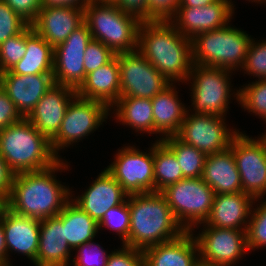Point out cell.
Here are the masks:
<instances>
[{
  "label": "cell",
  "instance_id": "cell-30",
  "mask_svg": "<svg viewBox=\"0 0 266 266\" xmlns=\"http://www.w3.org/2000/svg\"><path fill=\"white\" fill-rule=\"evenodd\" d=\"M64 233L68 245L75 251L80 245L95 240L99 233L98 222L70 199L64 206Z\"/></svg>",
  "mask_w": 266,
  "mask_h": 266
},
{
  "label": "cell",
  "instance_id": "cell-11",
  "mask_svg": "<svg viewBox=\"0 0 266 266\" xmlns=\"http://www.w3.org/2000/svg\"><path fill=\"white\" fill-rule=\"evenodd\" d=\"M225 121V116L192 114L187 111L175 136L206 156L215 154L228 149L234 136L240 131L236 128H227Z\"/></svg>",
  "mask_w": 266,
  "mask_h": 266
},
{
  "label": "cell",
  "instance_id": "cell-3",
  "mask_svg": "<svg viewBox=\"0 0 266 266\" xmlns=\"http://www.w3.org/2000/svg\"><path fill=\"white\" fill-rule=\"evenodd\" d=\"M127 201L130 229L125 246L144 251L156 244L175 240L186 232L161 192L131 194Z\"/></svg>",
  "mask_w": 266,
  "mask_h": 266
},
{
  "label": "cell",
  "instance_id": "cell-25",
  "mask_svg": "<svg viewBox=\"0 0 266 266\" xmlns=\"http://www.w3.org/2000/svg\"><path fill=\"white\" fill-rule=\"evenodd\" d=\"M201 178L215 195L242 192L240 173L230 147L206 156Z\"/></svg>",
  "mask_w": 266,
  "mask_h": 266
},
{
  "label": "cell",
  "instance_id": "cell-23",
  "mask_svg": "<svg viewBox=\"0 0 266 266\" xmlns=\"http://www.w3.org/2000/svg\"><path fill=\"white\" fill-rule=\"evenodd\" d=\"M256 202L258 199L243 192L215 195L204 224L216 228L246 229Z\"/></svg>",
  "mask_w": 266,
  "mask_h": 266
},
{
  "label": "cell",
  "instance_id": "cell-37",
  "mask_svg": "<svg viewBox=\"0 0 266 266\" xmlns=\"http://www.w3.org/2000/svg\"><path fill=\"white\" fill-rule=\"evenodd\" d=\"M261 41L255 42L252 39L248 47L245 63L241 68L244 74L257 77L258 80L266 79V39Z\"/></svg>",
  "mask_w": 266,
  "mask_h": 266
},
{
  "label": "cell",
  "instance_id": "cell-41",
  "mask_svg": "<svg viewBox=\"0 0 266 266\" xmlns=\"http://www.w3.org/2000/svg\"><path fill=\"white\" fill-rule=\"evenodd\" d=\"M121 247L110 252L106 266H144L143 251L125 245Z\"/></svg>",
  "mask_w": 266,
  "mask_h": 266
},
{
  "label": "cell",
  "instance_id": "cell-43",
  "mask_svg": "<svg viewBox=\"0 0 266 266\" xmlns=\"http://www.w3.org/2000/svg\"><path fill=\"white\" fill-rule=\"evenodd\" d=\"M23 118L15 104L0 86V130L21 121Z\"/></svg>",
  "mask_w": 266,
  "mask_h": 266
},
{
  "label": "cell",
  "instance_id": "cell-48",
  "mask_svg": "<svg viewBox=\"0 0 266 266\" xmlns=\"http://www.w3.org/2000/svg\"><path fill=\"white\" fill-rule=\"evenodd\" d=\"M0 260L6 266H8V252L6 247L5 234L1 222H0Z\"/></svg>",
  "mask_w": 266,
  "mask_h": 266
},
{
  "label": "cell",
  "instance_id": "cell-52",
  "mask_svg": "<svg viewBox=\"0 0 266 266\" xmlns=\"http://www.w3.org/2000/svg\"><path fill=\"white\" fill-rule=\"evenodd\" d=\"M231 6H232V8L235 10L236 8H234V4H233V2H232V0H226ZM246 1H248V0H246ZM255 2V3H258L259 2V0H249V2Z\"/></svg>",
  "mask_w": 266,
  "mask_h": 266
},
{
  "label": "cell",
  "instance_id": "cell-31",
  "mask_svg": "<svg viewBox=\"0 0 266 266\" xmlns=\"http://www.w3.org/2000/svg\"><path fill=\"white\" fill-rule=\"evenodd\" d=\"M154 192H161L167 186L184 179L175 154L162 142L153 143Z\"/></svg>",
  "mask_w": 266,
  "mask_h": 266
},
{
  "label": "cell",
  "instance_id": "cell-44",
  "mask_svg": "<svg viewBox=\"0 0 266 266\" xmlns=\"http://www.w3.org/2000/svg\"><path fill=\"white\" fill-rule=\"evenodd\" d=\"M15 13L31 24L42 8L41 0H3Z\"/></svg>",
  "mask_w": 266,
  "mask_h": 266
},
{
  "label": "cell",
  "instance_id": "cell-51",
  "mask_svg": "<svg viewBox=\"0 0 266 266\" xmlns=\"http://www.w3.org/2000/svg\"><path fill=\"white\" fill-rule=\"evenodd\" d=\"M95 3H113L115 0H90Z\"/></svg>",
  "mask_w": 266,
  "mask_h": 266
},
{
  "label": "cell",
  "instance_id": "cell-8",
  "mask_svg": "<svg viewBox=\"0 0 266 266\" xmlns=\"http://www.w3.org/2000/svg\"><path fill=\"white\" fill-rule=\"evenodd\" d=\"M177 222L195 232L208 218L215 196L202 178H184L161 191Z\"/></svg>",
  "mask_w": 266,
  "mask_h": 266
},
{
  "label": "cell",
  "instance_id": "cell-5",
  "mask_svg": "<svg viewBox=\"0 0 266 266\" xmlns=\"http://www.w3.org/2000/svg\"><path fill=\"white\" fill-rule=\"evenodd\" d=\"M252 39L246 31L232 27L230 23L200 33L191 39L193 64L238 71L245 63Z\"/></svg>",
  "mask_w": 266,
  "mask_h": 266
},
{
  "label": "cell",
  "instance_id": "cell-32",
  "mask_svg": "<svg viewBox=\"0 0 266 266\" xmlns=\"http://www.w3.org/2000/svg\"><path fill=\"white\" fill-rule=\"evenodd\" d=\"M174 154L184 178H201L206 155L194 146L188 145L176 136L161 140Z\"/></svg>",
  "mask_w": 266,
  "mask_h": 266
},
{
  "label": "cell",
  "instance_id": "cell-14",
  "mask_svg": "<svg viewBox=\"0 0 266 266\" xmlns=\"http://www.w3.org/2000/svg\"><path fill=\"white\" fill-rule=\"evenodd\" d=\"M115 55L119 63L120 97L152 99L171 84L138 50Z\"/></svg>",
  "mask_w": 266,
  "mask_h": 266
},
{
  "label": "cell",
  "instance_id": "cell-40",
  "mask_svg": "<svg viewBox=\"0 0 266 266\" xmlns=\"http://www.w3.org/2000/svg\"><path fill=\"white\" fill-rule=\"evenodd\" d=\"M115 53L100 41L93 40L87 45L84 53L85 75L108 63Z\"/></svg>",
  "mask_w": 266,
  "mask_h": 266
},
{
  "label": "cell",
  "instance_id": "cell-2",
  "mask_svg": "<svg viewBox=\"0 0 266 266\" xmlns=\"http://www.w3.org/2000/svg\"><path fill=\"white\" fill-rule=\"evenodd\" d=\"M137 50L170 83H186L193 66L191 39L169 20L141 22Z\"/></svg>",
  "mask_w": 266,
  "mask_h": 266
},
{
  "label": "cell",
  "instance_id": "cell-17",
  "mask_svg": "<svg viewBox=\"0 0 266 266\" xmlns=\"http://www.w3.org/2000/svg\"><path fill=\"white\" fill-rule=\"evenodd\" d=\"M76 95V90L54 84L26 118L51 141L59 132L67 107Z\"/></svg>",
  "mask_w": 266,
  "mask_h": 266
},
{
  "label": "cell",
  "instance_id": "cell-9",
  "mask_svg": "<svg viewBox=\"0 0 266 266\" xmlns=\"http://www.w3.org/2000/svg\"><path fill=\"white\" fill-rule=\"evenodd\" d=\"M111 111L103 102L76 95L67 107L59 132L51 140L55 155L62 159L58 155L61 149L73 146L94 133L103 122H106L108 116L111 117Z\"/></svg>",
  "mask_w": 266,
  "mask_h": 266
},
{
  "label": "cell",
  "instance_id": "cell-7",
  "mask_svg": "<svg viewBox=\"0 0 266 266\" xmlns=\"http://www.w3.org/2000/svg\"><path fill=\"white\" fill-rule=\"evenodd\" d=\"M232 73V71L221 68L193 64L186 83L190 81L191 84V106L195 112L193 113L190 107L187 111H191L192 114H213L226 117L231 97H236L238 102V90L234 92L230 82Z\"/></svg>",
  "mask_w": 266,
  "mask_h": 266
},
{
  "label": "cell",
  "instance_id": "cell-15",
  "mask_svg": "<svg viewBox=\"0 0 266 266\" xmlns=\"http://www.w3.org/2000/svg\"><path fill=\"white\" fill-rule=\"evenodd\" d=\"M92 41L88 25L84 22L61 44L54 48L53 79L55 84L77 90L86 75L84 53Z\"/></svg>",
  "mask_w": 266,
  "mask_h": 266
},
{
  "label": "cell",
  "instance_id": "cell-36",
  "mask_svg": "<svg viewBox=\"0 0 266 266\" xmlns=\"http://www.w3.org/2000/svg\"><path fill=\"white\" fill-rule=\"evenodd\" d=\"M26 28L0 45V73L9 71L26 53Z\"/></svg>",
  "mask_w": 266,
  "mask_h": 266
},
{
  "label": "cell",
  "instance_id": "cell-1",
  "mask_svg": "<svg viewBox=\"0 0 266 266\" xmlns=\"http://www.w3.org/2000/svg\"><path fill=\"white\" fill-rule=\"evenodd\" d=\"M66 162L60 159L47 169L14 175L7 208L40 221L57 216L71 199L72 189L62 185L55 174L68 170Z\"/></svg>",
  "mask_w": 266,
  "mask_h": 266
},
{
  "label": "cell",
  "instance_id": "cell-33",
  "mask_svg": "<svg viewBox=\"0 0 266 266\" xmlns=\"http://www.w3.org/2000/svg\"><path fill=\"white\" fill-rule=\"evenodd\" d=\"M244 86L238 89V104L244 111L263 118L266 123V79H255V82Z\"/></svg>",
  "mask_w": 266,
  "mask_h": 266
},
{
  "label": "cell",
  "instance_id": "cell-45",
  "mask_svg": "<svg viewBox=\"0 0 266 266\" xmlns=\"http://www.w3.org/2000/svg\"><path fill=\"white\" fill-rule=\"evenodd\" d=\"M113 4L142 22L148 21V0H115Z\"/></svg>",
  "mask_w": 266,
  "mask_h": 266
},
{
  "label": "cell",
  "instance_id": "cell-42",
  "mask_svg": "<svg viewBox=\"0 0 266 266\" xmlns=\"http://www.w3.org/2000/svg\"><path fill=\"white\" fill-rule=\"evenodd\" d=\"M179 5L180 0H148V20H169Z\"/></svg>",
  "mask_w": 266,
  "mask_h": 266
},
{
  "label": "cell",
  "instance_id": "cell-53",
  "mask_svg": "<svg viewBox=\"0 0 266 266\" xmlns=\"http://www.w3.org/2000/svg\"><path fill=\"white\" fill-rule=\"evenodd\" d=\"M259 4H265L266 3V0H259V2H258Z\"/></svg>",
  "mask_w": 266,
  "mask_h": 266
},
{
  "label": "cell",
  "instance_id": "cell-29",
  "mask_svg": "<svg viewBox=\"0 0 266 266\" xmlns=\"http://www.w3.org/2000/svg\"><path fill=\"white\" fill-rule=\"evenodd\" d=\"M114 108V109H113ZM116 122L130 126L138 133L154 134V118L151 99L131 96L120 97L111 107ZM115 111V112H114Z\"/></svg>",
  "mask_w": 266,
  "mask_h": 266
},
{
  "label": "cell",
  "instance_id": "cell-49",
  "mask_svg": "<svg viewBox=\"0 0 266 266\" xmlns=\"http://www.w3.org/2000/svg\"><path fill=\"white\" fill-rule=\"evenodd\" d=\"M216 0H180L179 7H202L209 5Z\"/></svg>",
  "mask_w": 266,
  "mask_h": 266
},
{
  "label": "cell",
  "instance_id": "cell-55",
  "mask_svg": "<svg viewBox=\"0 0 266 266\" xmlns=\"http://www.w3.org/2000/svg\"><path fill=\"white\" fill-rule=\"evenodd\" d=\"M0 266H6V265L0 260Z\"/></svg>",
  "mask_w": 266,
  "mask_h": 266
},
{
  "label": "cell",
  "instance_id": "cell-19",
  "mask_svg": "<svg viewBox=\"0 0 266 266\" xmlns=\"http://www.w3.org/2000/svg\"><path fill=\"white\" fill-rule=\"evenodd\" d=\"M54 84L53 74L17 75L10 71L0 73V86L24 118Z\"/></svg>",
  "mask_w": 266,
  "mask_h": 266
},
{
  "label": "cell",
  "instance_id": "cell-35",
  "mask_svg": "<svg viewBox=\"0 0 266 266\" xmlns=\"http://www.w3.org/2000/svg\"><path fill=\"white\" fill-rule=\"evenodd\" d=\"M108 228L116 232L124 245L128 241L130 229V211L127 199L120 205L110 208L98 222V230Z\"/></svg>",
  "mask_w": 266,
  "mask_h": 266
},
{
  "label": "cell",
  "instance_id": "cell-38",
  "mask_svg": "<svg viewBox=\"0 0 266 266\" xmlns=\"http://www.w3.org/2000/svg\"><path fill=\"white\" fill-rule=\"evenodd\" d=\"M75 250L76 256L71 260L73 266H106L110 254L93 240L80 245Z\"/></svg>",
  "mask_w": 266,
  "mask_h": 266
},
{
  "label": "cell",
  "instance_id": "cell-12",
  "mask_svg": "<svg viewBox=\"0 0 266 266\" xmlns=\"http://www.w3.org/2000/svg\"><path fill=\"white\" fill-rule=\"evenodd\" d=\"M149 148L142 152L134 145L124 146L105 168L128 195L154 192L153 144Z\"/></svg>",
  "mask_w": 266,
  "mask_h": 266
},
{
  "label": "cell",
  "instance_id": "cell-16",
  "mask_svg": "<svg viewBox=\"0 0 266 266\" xmlns=\"http://www.w3.org/2000/svg\"><path fill=\"white\" fill-rule=\"evenodd\" d=\"M234 9L226 0H216L202 7H178L169 21L186 38L226 26Z\"/></svg>",
  "mask_w": 266,
  "mask_h": 266
},
{
  "label": "cell",
  "instance_id": "cell-34",
  "mask_svg": "<svg viewBox=\"0 0 266 266\" xmlns=\"http://www.w3.org/2000/svg\"><path fill=\"white\" fill-rule=\"evenodd\" d=\"M252 207L250 219L246 228L248 250L266 247V200Z\"/></svg>",
  "mask_w": 266,
  "mask_h": 266
},
{
  "label": "cell",
  "instance_id": "cell-28",
  "mask_svg": "<svg viewBox=\"0 0 266 266\" xmlns=\"http://www.w3.org/2000/svg\"><path fill=\"white\" fill-rule=\"evenodd\" d=\"M26 53L9 71L17 75L52 74L54 48L37 34L31 24L26 27Z\"/></svg>",
  "mask_w": 266,
  "mask_h": 266
},
{
  "label": "cell",
  "instance_id": "cell-26",
  "mask_svg": "<svg viewBox=\"0 0 266 266\" xmlns=\"http://www.w3.org/2000/svg\"><path fill=\"white\" fill-rule=\"evenodd\" d=\"M79 97L97 100L109 108L120 98L119 63L115 55L108 63L86 75L76 90Z\"/></svg>",
  "mask_w": 266,
  "mask_h": 266
},
{
  "label": "cell",
  "instance_id": "cell-39",
  "mask_svg": "<svg viewBox=\"0 0 266 266\" xmlns=\"http://www.w3.org/2000/svg\"><path fill=\"white\" fill-rule=\"evenodd\" d=\"M29 23L0 0V45L8 38L21 33Z\"/></svg>",
  "mask_w": 266,
  "mask_h": 266
},
{
  "label": "cell",
  "instance_id": "cell-50",
  "mask_svg": "<svg viewBox=\"0 0 266 266\" xmlns=\"http://www.w3.org/2000/svg\"><path fill=\"white\" fill-rule=\"evenodd\" d=\"M7 207L6 199L3 197H0V211H4V209Z\"/></svg>",
  "mask_w": 266,
  "mask_h": 266
},
{
  "label": "cell",
  "instance_id": "cell-20",
  "mask_svg": "<svg viewBox=\"0 0 266 266\" xmlns=\"http://www.w3.org/2000/svg\"><path fill=\"white\" fill-rule=\"evenodd\" d=\"M71 200L99 222L106 211L122 204L128 197L122 186L104 169L80 196Z\"/></svg>",
  "mask_w": 266,
  "mask_h": 266
},
{
  "label": "cell",
  "instance_id": "cell-24",
  "mask_svg": "<svg viewBox=\"0 0 266 266\" xmlns=\"http://www.w3.org/2000/svg\"><path fill=\"white\" fill-rule=\"evenodd\" d=\"M143 254L144 266H197L200 262L198 245L191 231L175 240L149 247Z\"/></svg>",
  "mask_w": 266,
  "mask_h": 266
},
{
  "label": "cell",
  "instance_id": "cell-6",
  "mask_svg": "<svg viewBox=\"0 0 266 266\" xmlns=\"http://www.w3.org/2000/svg\"><path fill=\"white\" fill-rule=\"evenodd\" d=\"M84 21L92 39L102 42L115 54L137 50L142 21L122 12L113 3L90 1L84 9Z\"/></svg>",
  "mask_w": 266,
  "mask_h": 266
},
{
  "label": "cell",
  "instance_id": "cell-10",
  "mask_svg": "<svg viewBox=\"0 0 266 266\" xmlns=\"http://www.w3.org/2000/svg\"><path fill=\"white\" fill-rule=\"evenodd\" d=\"M256 138L239 131L230 148L240 173L242 192L260 201L266 196V137Z\"/></svg>",
  "mask_w": 266,
  "mask_h": 266
},
{
  "label": "cell",
  "instance_id": "cell-13",
  "mask_svg": "<svg viewBox=\"0 0 266 266\" xmlns=\"http://www.w3.org/2000/svg\"><path fill=\"white\" fill-rule=\"evenodd\" d=\"M194 238L198 245L199 260L210 266H233L249 252L246 229H225L201 223Z\"/></svg>",
  "mask_w": 266,
  "mask_h": 266
},
{
  "label": "cell",
  "instance_id": "cell-46",
  "mask_svg": "<svg viewBox=\"0 0 266 266\" xmlns=\"http://www.w3.org/2000/svg\"><path fill=\"white\" fill-rule=\"evenodd\" d=\"M13 177L14 174L10 171L7 163L0 155V197L6 200L10 194Z\"/></svg>",
  "mask_w": 266,
  "mask_h": 266
},
{
  "label": "cell",
  "instance_id": "cell-27",
  "mask_svg": "<svg viewBox=\"0 0 266 266\" xmlns=\"http://www.w3.org/2000/svg\"><path fill=\"white\" fill-rule=\"evenodd\" d=\"M176 86L171 83L162 92L157 93L152 99L154 134H161V141L168 136H175L188 110L178 97Z\"/></svg>",
  "mask_w": 266,
  "mask_h": 266
},
{
  "label": "cell",
  "instance_id": "cell-22",
  "mask_svg": "<svg viewBox=\"0 0 266 266\" xmlns=\"http://www.w3.org/2000/svg\"><path fill=\"white\" fill-rule=\"evenodd\" d=\"M71 252L64 233L63 208L57 216L41 220L36 266H71Z\"/></svg>",
  "mask_w": 266,
  "mask_h": 266
},
{
  "label": "cell",
  "instance_id": "cell-21",
  "mask_svg": "<svg viewBox=\"0 0 266 266\" xmlns=\"http://www.w3.org/2000/svg\"><path fill=\"white\" fill-rule=\"evenodd\" d=\"M84 22V9L82 8L42 7L31 26L37 34L55 48Z\"/></svg>",
  "mask_w": 266,
  "mask_h": 266
},
{
  "label": "cell",
  "instance_id": "cell-18",
  "mask_svg": "<svg viewBox=\"0 0 266 266\" xmlns=\"http://www.w3.org/2000/svg\"><path fill=\"white\" fill-rule=\"evenodd\" d=\"M0 222L5 234L8 266H12L10 252L25 255L36 266L41 221L16 214L6 207Z\"/></svg>",
  "mask_w": 266,
  "mask_h": 266
},
{
  "label": "cell",
  "instance_id": "cell-47",
  "mask_svg": "<svg viewBox=\"0 0 266 266\" xmlns=\"http://www.w3.org/2000/svg\"><path fill=\"white\" fill-rule=\"evenodd\" d=\"M90 0H41L42 7H65L85 9Z\"/></svg>",
  "mask_w": 266,
  "mask_h": 266
},
{
  "label": "cell",
  "instance_id": "cell-54",
  "mask_svg": "<svg viewBox=\"0 0 266 266\" xmlns=\"http://www.w3.org/2000/svg\"><path fill=\"white\" fill-rule=\"evenodd\" d=\"M197 266H210V265L202 264L201 262H199V264H197Z\"/></svg>",
  "mask_w": 266,
  "mask_h": 266
},
{
  "label": "cell",
  "instance_id": "cell-4",
  "mask_svg": "<svg viewBox=\"0 0 266 266\" xmlns=\"http://www.w3.org/2000/svg\"><path fill=\"white\" fill-rule=\"evenodd\" d=\"M0 155L14 175L44 170L60 160L51 141L27 118L0 130Z\"/></svg>",
  "mask_w": 266,
  "mask_h": 266
}]
</instances>
